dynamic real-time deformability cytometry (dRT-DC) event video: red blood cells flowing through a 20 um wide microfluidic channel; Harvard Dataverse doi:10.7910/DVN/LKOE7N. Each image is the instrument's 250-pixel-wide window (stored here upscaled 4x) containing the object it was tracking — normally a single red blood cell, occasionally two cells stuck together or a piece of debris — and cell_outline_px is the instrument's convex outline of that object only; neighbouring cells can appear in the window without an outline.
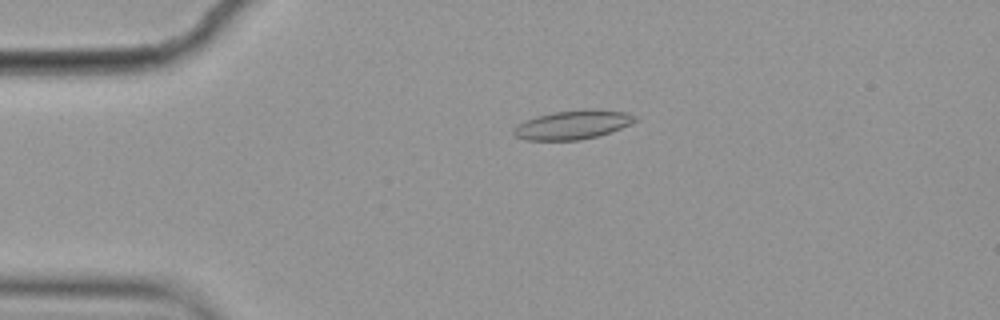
{"species": "common noctule bat (a hibernating species)", "species_latin": "Nyctalus noctula", "temperature_condition": "cold", "stored_images_in_passage": 4, "camera_frame_rate_fps": 3000, "um_per_image_px": 0.085, "animal": {"sex": "female", "body_mass_g": 19.9}, "frame": {"image": 1, "passage_image": 3, "time_ms": 0.667, "image_size_px": [1000, 320], "cell_outline_px": [[636, 120], [632, 124], [596, 136], [580, 140], [524, 140], [512, 136], [512, 132], [520, 124], [536, 116], [552, 112], [596, 108], [628, 112], [636, 116]], "centroid_in_image_um": [48.71, 10.6], "position_along_channel_um": 36.3, "area_um2": 20.46}}